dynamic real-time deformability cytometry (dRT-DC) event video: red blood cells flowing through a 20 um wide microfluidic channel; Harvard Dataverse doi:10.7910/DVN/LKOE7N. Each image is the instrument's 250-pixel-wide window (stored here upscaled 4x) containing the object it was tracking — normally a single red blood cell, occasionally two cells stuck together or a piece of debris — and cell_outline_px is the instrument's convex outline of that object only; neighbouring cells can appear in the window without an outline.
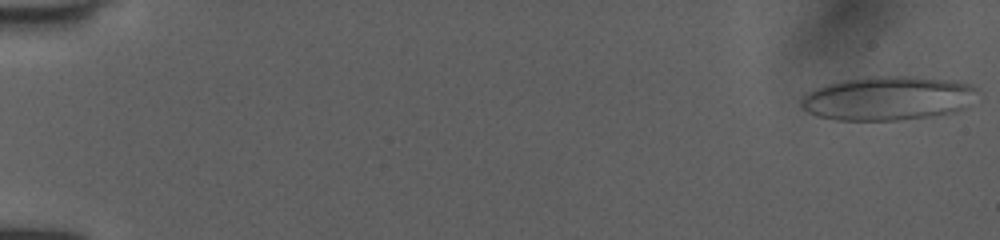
{"species": "human", "species_latin": "Homo sapiens", "temperature_condition": "room temperature", "stored_images_in_passage": 52, "segment_of_instrument_passage": [1, 2], "camera_frame_rate_fps": 3000, "um_per_image_px": 0.085, "donor": {"sex": "female"}, "frame": {"image": 1, "passage_image": 1, "time_ms": 0.0, "image_size_px": [1000, 240], "cell_outline_px": [[972, 88], [960, 108], [928, 116], [896, 120], [836, 120], [816, 116], [808, 112], [800, 104], [816, 88], [828, 84], [844, 80], [876, 76], [908, 76], [944, 80], [964, 84]], "centroid_in_image_um": [75.26, 8.36], "position_along_channel_um": 9.7, "area_um2": 42.83}}
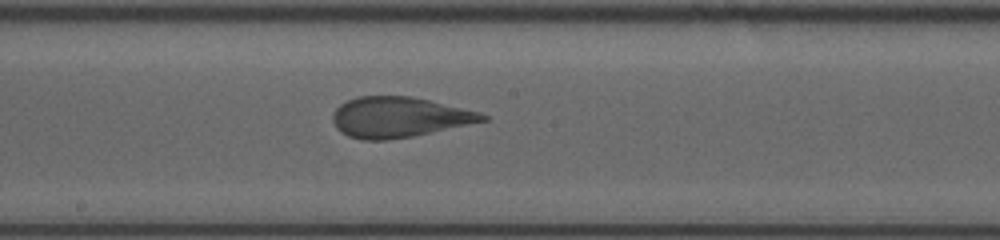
{"frame": {"image": 2, "passage_image": 29, "time_ms": 9.333, "image_size_px": [1000, 240], "cell_outline_px": [[488, 120], [412, 136], [384, 140], [360, 140], [348, 136], [340, 132], [336, 128], [332, 120], [332, 116], [336, 108], [340, 104], [356, 96], [412, 96], [480, 112], [488, 116]], "centroid_in_image_um": [33.87, 9.96], "position_along_channel_um": 214.3, "area_um2": 35.14}}
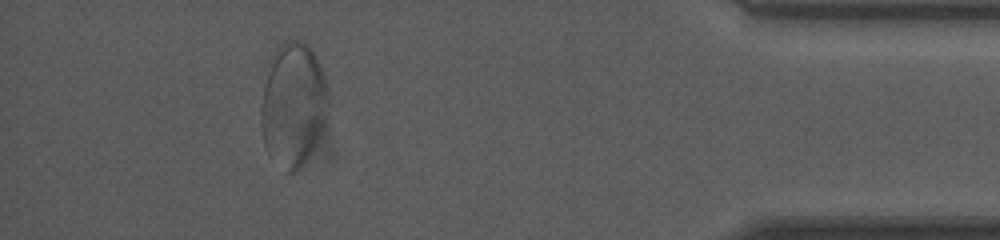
{"frame": {"image": 3, "passage_image": 47, "time_ms": 15.333, "image_size_px": [1000, 240], "cell_outline_px": [[328, 112], [324, 124], [316, 144], [300, 168], [296, 172], [284, 172], [264, 144], [260, 116], [264, 88], [268, 72], [284, 40], [296, 40], [308, 44], [316, 56], [320, 64], [328, 88]], "centroid_in_image_um": [24.97, 8.93], "position_along_channel_um": 410.2, "area_um2": 47.74}}